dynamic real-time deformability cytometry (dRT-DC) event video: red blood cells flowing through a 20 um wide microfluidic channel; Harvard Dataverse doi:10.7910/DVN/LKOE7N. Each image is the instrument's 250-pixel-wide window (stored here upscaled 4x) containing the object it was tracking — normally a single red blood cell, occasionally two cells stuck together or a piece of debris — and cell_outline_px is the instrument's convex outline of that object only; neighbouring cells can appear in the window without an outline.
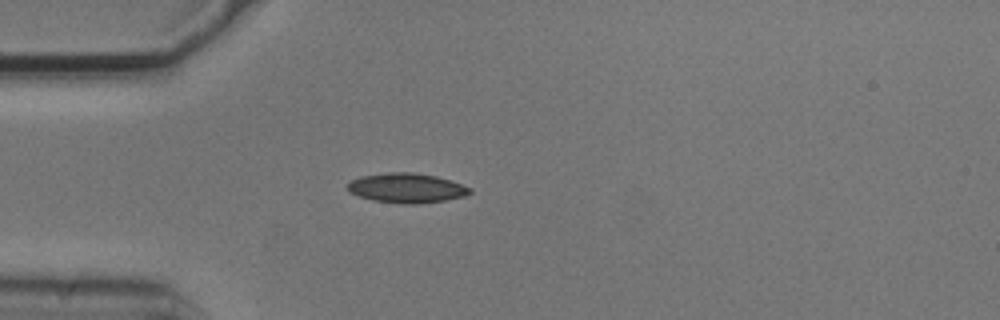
{"species": "common noctule bat (a hibernating species)", "species_latin": "Nyctalus noctula", "temperature_condition": "cold", "stored_images_in_passage": 2, "camera_frame_rate_fps": 3000, "um_per_image_px": 0.085, "animal": {"sex": "male", "body_mass_g": 20.5, "forearm_length_mm": 52.5}, "frame": {"image": 1, "passage_image": 1, "time_ms": 0.0, "image_size_px": [1000, 320], "cell_outline_px": [[472, 192], [464, 196], [444, 200], [420, 204], [404, 204], [372, 200], [348, 192], [348, 184], [352, 180], [360, 176], [392, 172], [412, 172], [436, 176], [472, 188]], "centroid_in_image_um": [34.56, 15.98], "position_along_channel_um": 50.4, "area_um2": 20.98}}